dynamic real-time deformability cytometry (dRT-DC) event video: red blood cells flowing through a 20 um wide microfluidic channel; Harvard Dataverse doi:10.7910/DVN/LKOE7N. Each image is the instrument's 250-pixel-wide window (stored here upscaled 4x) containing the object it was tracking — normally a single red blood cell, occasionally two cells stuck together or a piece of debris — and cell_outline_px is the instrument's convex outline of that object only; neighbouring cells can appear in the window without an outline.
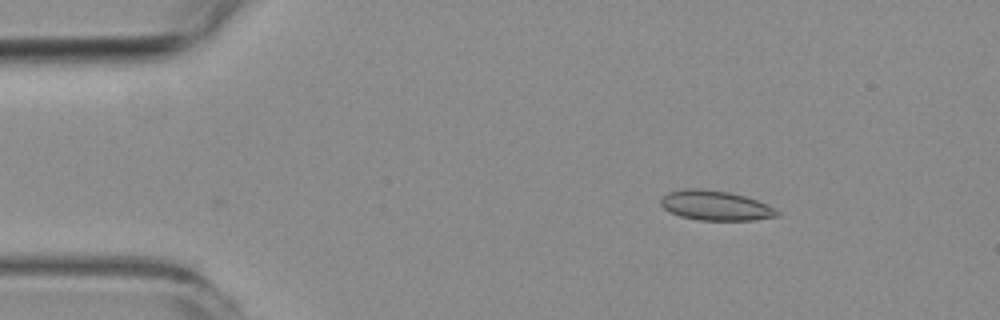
{"species": "common noctule bat (a hibernating species)", "species_latin": "Nyctalus noctula", "temperature_condition": "room temperature", "stored_images_in_passage": 3, "camera_frame_rate_fps": 3000, "um_per_image_px": 0.085, "animal": {"sex": "female", "body_mass_g": 19.3, "forearm_length_mm": 54.1}, "frame": {"image": 1, "passage_image": 3, "time_ms": 3.333, "image_size_px": [1000, 320], "cell_outline_px": [[780, 216], [756, 220], [700, 220], [680, 216], [664, 208], [660, 204], [660, 196], [668, 192], [688, 188], [700, 188], [732, 192], [756, 200], [780, 212]], "centroid_in_image_um": [60.79, 17.46], "position_along_channel_um": 24.2, "area_um2": 20.17}}